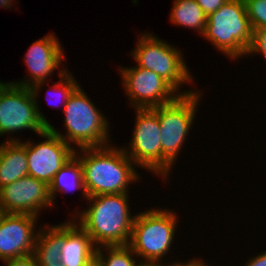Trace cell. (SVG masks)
I'll list each match as a JSON object with an SVG mask.
<instances>
[{"instance_id":"obj_1","label":"cell","mask_w":266,"mask_h":266,"mask_svg":"<svg viewBox=\"0 0 266 266\" xmlns=\"http://www.w3.org/2000/svg\"><path fill=\"white\" fill-rule=\"evenodd\" d=\"M119 147L106 145L75 150V156L81 162L88 197L131 193L129 186L140 182L142 175L137 173V166L122 146Z\"/></svg>"},{"instance_id":"obj_2","label":"cell","mask_w":266,"mask_h":266,"mask_svg":"<svg viewBox=\"0 0 266 266\" xmlns=\"http://www.w3.org/2000/svg\"><path fill=\"white\" fill-rule=\"evenodd\" d=\"M128 196L129 193L90 196L89 206L82 211L74 210L71 217L87 231L97 247L128 245L136 217L131 213Z\"/></svg>"},{"instance_id":"obj_3","label":"cell","mask_w":266,"mask_h":266,"mask_svg":"<svg viewBox=\"0 0 266 266\" xmlns=\"http://www.w3.org/2000/svg\"><path fill=\"white\" fill-rule=\"evenodd\" d=\"M99 109L80 84L63 109L66 134H62L53 125L48 128L70 146H76L75 149L111 145V125Z\"/></svg>"},{"instance_id":"obj_4","label":"cell","mask_w":266,"mask_h":266,"mask_svg":"<svg viewBox=\"0 0 266 266\" xmlns=\"http://www.w3.org/2000/svg\"><path fill=\"white\" fill-rule=\"evenodd\" d=\"M200 90L187 95H179L174 101L152 108L158 116L161 130V178L166 183L176 165V160L187 141L196 120L200 100Z\"/></svg>"},{"instance_id":"obj_5","label":"cell","mask_w":266,"mask_h":266,"mask_svg":"<svg viewBox=\"0 0 266 266\" xmlns=\"http://www.w3.org/2000/svg\"><path fill=\"white\" fill-rule=\"evenodd\" d=\"M175 212L160 207L136 213L128 246L144 265L162 263L172 252L179 223Z\"/></svg>"},{"instance_id":"obj_6","label":"cell","mask_w":266,"mask_h":266,"mask_svg":"<svg viewBox=\"0 0 266 266\" xmlns=\"http://www.w3.org/2000/svg\"><path fill=\"white\" fill-rule=\"evenodd\" d=\"M44 84L37 83L27 88L0 80V137L5 134L12 136L6 135L8 139L4 141H22L12 133L31 130L39 135L51 125L38 104Z\"/></svg>"},{"instance_id":"obj_7","label":"cell","mask_w":266,"mask_h":266,"mask_svg":"<svg viewBox=\"0 0 266 266\" xmlns=\"http://www.w3.org/2000/svg\"><path fill=\"white\" fill-rule=\"evenodd\" d=\"M202 37L230 60L246 57L252 43L253 29L244 0H228L209 14Z\"/></svg>"},{"instance_id":"obj_8","label":"cell","mask_w":266,"mask_h":266,"mask_svg":"<svg viewBox=\"0 0 266 266\" xmlns=\"http://www.w3.org/2000/svg\"><path fill=\"white\" fill-rule=\"evenodd\" d=\"M137 40L136 46L130 54L137 66L154 71L180 95H187L197 91L194 89L180 90L183 85L194 83L193 79H195L191 75L192 72L186 64L187 61L184 59L180 48L174 47L173 44H169L150 32L139 34Z\"/></svg>"},{"instance_id":"obj_9","label":"cell","mask_w":266,"mask_h":266,"mask_svg":"<svg viewBox=\"0 0 266 266\" xmlns=\"http://www.w3.org/2000/svg\"><path fill=\"white\" fill-rule=\"evenodd\" d=\"M135 111L129 146L122 148L138 168L161 177V130L157 113L152 108Z\"/></svg>"},{"instance_id":"obj_10","label":"cell","mask_w":266,"mask_h":266,"mask_svg":"<svg viewBox=\"0 0 266 266\" xmlns=\"http://www.w3.org/2000/svg\"><path fill=\"white\" fill-rule=\"evenodd\" d=\"M121 85L130 101V108L149 109L174 101L180 94L161 76L149 69L119 67Z\"/></svg>"},{"instance_id":"obj_11","label":"cell","mask_w":266,"mask_h":266,"mask_svg":"<svg viewBox=\"0 0 266 266\" xmlns=\"http://www.w3.org/2000/svg\"><path fill=\"white\" fill-rule=\"evenodd\" d=\"M43 141H26L28 175L49 185L54 175L75 155V148L49 128L39 134Z\"/></svg>"},{"instance_id":"obj_12","label":"cell","mask_w":266,"mask_h":266,"mask_svg":"<svg viewBox=\"0 0 266 266\" xmlns=\"http://www.w3.org/2000/svg\"><path fill=\"white\" fill-rule=\"evenodd\" d=\"M58 40L53 32L34 41L23 57L28 69L27 77L21 79V81L10 82L18 86L31 88L37 83H49L48 77H53L54 71L56 72L58 69V76L60 77L67 70V66L64 68L65 65L63 64L67 57L64 56V48Z\"/></svg>"},{"instance_id":"obj_13","label":"cell","mask_w":266,"mask_h":266,"mask_svg":"<svg viewBox=\"0 0 266 266\" xmlns=\"http://www.w3.org/2000/svg\"><path fill=\"white\" fill-rule=\"evenodd\" d=\"M50 207L49 185L30 175L0 188V212L40 217V212Z\"/></svg>"},{"instance_id":"obj_14","label":"cell","mask_w":266,"mask_h":266,"mask_svg":"<svg viewBox=\"0 0 266 266\" xmlns=\"http://www.w3.org/2000/svg\"><path fill=\"white\" fill-rule=\"evenodd\" d=\"M38 218L29 214L0 212V261L32 255L39 229Z\"/></svg>"},{"instance_id":"obj_15","label":"cell","mask_w":266,"mask_h":266,"mask_svg":"<svg viewBox=\"0 0 266 266\" xmlns=\"http://www.w3.org/2000/svg\"><path fill=\"white\" fill-rule=\"evenodd\" d=\"M97 246L87 231L72 217L65 221V242L60 262L63 266H86L96 258Z\"/></svg>"},{"instance_id":"obj_16","label":"cell","mask_w":266,"mask_h":266,"mask_svg":"<svg viewBox=\"0 0 266 266\" xmlns=\"http://www.w3.org/2000/svg\"><path fill=\"white\" fill-rule=\"evenodd\" d=\"M39 228L33 255L38 266H63L60 262L65 242V222Z\"/></svg>"},{"instance_id":"obj_17","label":"cell","mask_w":266,"mask_h":266,"mask_svg":"<svg viewBox=\"0 0 266 266\" xmlns=\"http://www.w3.org/2000/svg\"><path fill=\"white\" fill-rule=\"evenodd\" d=\"M28 175L25 141L0 143V188Z\"/></svg>"},{"instance_id":"obj_18","label":"cell","mask_w":266,"mask_h":266,"mask_svg":"<svg viewBox=\"0 0 266 266\" xmlns=\"http://www.w3.org/2000/svg\"><path fill=\"white\" fill-rule=\"evenodd\" d=\"M82 191L83 199H88L83 180V170L80 160L74 155L53 177L49 184V195L52 200L53 208L55 199L61 193H71L72 191Z\"/></svg>"},{"instance_id":"obj_19","label":"cell","mask_w":266,"mask_h":266,"mask_svg":"<svg viewBox=\"0 0 266 266\" xmlns=\"http://www.w3.org/2000/svg\"><path fill=\"white\" fill-rule=\"evenodd\" d=\"M169 22L175 26L194 29L202 37L206 28L207 15L196 0H174Z\"/></svg>"},{"instance_id":"obj_20","label":"cell","mask_w":266,"mask_h":266,"mask_svg":"<svg viewBox=\"0 0 266 266\" xmlns=\"http://www.w3.org/2000/svg\"><path fill=\"white\" fill-rule=\"evenodd\" d=\"M96 259L101 266H144L128 245L99 246Z\"/></svg>"},{"instance_id":"obj_21","label":"cell","mask_w":266,"mask_h":266,"mask_svg":"<svg viewBox=\"0 0 266 266\" xmlns=\"http://www.w3.org/2000/svg\"><path fill=\"white\" fill-rule=\"evenodd\" d=\"M53 85L50 87H48L47 89V95L46 96H50V94L52 95L51 98H54V94L57 96L55 97L57 100L58 98V102L56 104H59L62 108L61 111H63L62 109H64L68 98L70 97V95L73 93V91L79 86L80 82H78L75 77L73 76V73L71 71H69L68 69L60 76V79L56 82V83H52ZM46 97L49 98L47 101L50 104V106L52 105V107H58L59 105H55L52 103L53 101H51L50 97ZM61 101V102H60ZM51 102V103H50ZM57 102V101H56Z\"/></svg>"},{"instance_id":"obj_22","label":"cell","mask_w":266,"mask_h":266,"mask_svg":"<svg viewBox=\"0 0 266 266\" xmlns=\"http://www.w3.org/2000/svg\"><path fill=\"white\" fill-rule=\"evenodd\" d=\"M244 3L253 31L266 28V0H244Z\"/></svg>"},{"instance_id":"obj_23","label":"cell","mask_w":266,"mask_h":266,"mask_svg":"<svg viewBox=\"0 0 266 266\" xmlns=\"http://www.w3.org/2000/svg\"><path fill=\"white\" fill-rule=\"evenodd\" d=\"M261 54L266 59V28H261L253 31V39L250 49L247 51V56Z\"/></svg>"},{"instance_id":"obj_24","label":"cell","mask_w":266,"mask_h":266,"mask_svg":"<svg viewBox=\"0 0 266 266\" xmlns=\"http://www.w3.org/2000/svg\"><path fill=\"white\" fill-rule=\"evenodd\" d=\"M227 1L228 0H196L207 16L217 11Z\"/></svg>"},{"instance_id":"obj_25","label":"cell","mask_w":266,"mask_h":266,"mask_svg":"<svg viewBox=\"0 0 266 266\" xmlns=\"http://www.w3.org/2000/svg\"><path fill=\"white\" fill-rule=\"evenodd\" d=\"M3 266H38L34 255H29L21 258L9 259L2 262Z\"/></svg>"},{"instance_id":"obj_26","label":"cell","mask_w":266,"mask_h":266,"mask_svg":"<svg viewBox=\"0 0 266 266\" xmlns=\"http://www.w3.org/2000/svg\"><path fill=\"white\" fill-rule=\"evenodd\" d=\"M201 258L200 257H192L190 258V260H185L181 261L180 260H175V262L172 263H153V264H149L148 266H194ZM187 261V262H186Z\"/></svg>"},{"instance_id":"obj_27","label":"cell","mask_w":266,"mask_h":266,"mask_svg":"<svg viewBox=\"0 0 266 266\" xmlns=\"http://www.w3.org/2000/svg\"><path fill=\"white\" fill-rule=\"evenodd\" d=\"M244 266H266V250L254 255L248 262L245 261Z\"/></svg>"},{"instance_id":"obj_28","label":"cell","mask_w":266,"mask_h":266,"mask_svg":"<svg viewBox=\"0 0 266 266\" xmlns=\"http://www.w3.org/2000/svg\"><path fill=\"white\" fill-rule=\"evenodd\" d=\"M15 0H0V8L2 7V8H5V10H6V8L7 9H11V7L13 8V5L17 2V1H15ZM13 3V4H12Z\"/></svg>"},{"instance_id":"obj_29","label":"cell","mask_w":266,"mask_h":266,"mask_svg":"<svg viewBox=\"0 0 266 266\" xmlns=\"http://www.w3.org/2000/svg\"><path fill=\"white\" fill-rule=\"evenodd\" d=\"M194 266H211V263L209 265L208 263H205L204 260L201 258ZM212 266H214V265H212Z\"/></svg>"},{"instance_id":"obj_30","label":"cell","mask_w":266,"mask_h":266,"mask_svg":"<svg viewBox=\"0 0 266 266\" xmlns=\"http://www.w3.org/2000/svg\"><path fill=\"white\" fill-rule=\"evenodd\" d=\"M86 266H101L100 263L97 261L95 258L93 261H91L88 265Z\"/></svg>"}]
</instances>
